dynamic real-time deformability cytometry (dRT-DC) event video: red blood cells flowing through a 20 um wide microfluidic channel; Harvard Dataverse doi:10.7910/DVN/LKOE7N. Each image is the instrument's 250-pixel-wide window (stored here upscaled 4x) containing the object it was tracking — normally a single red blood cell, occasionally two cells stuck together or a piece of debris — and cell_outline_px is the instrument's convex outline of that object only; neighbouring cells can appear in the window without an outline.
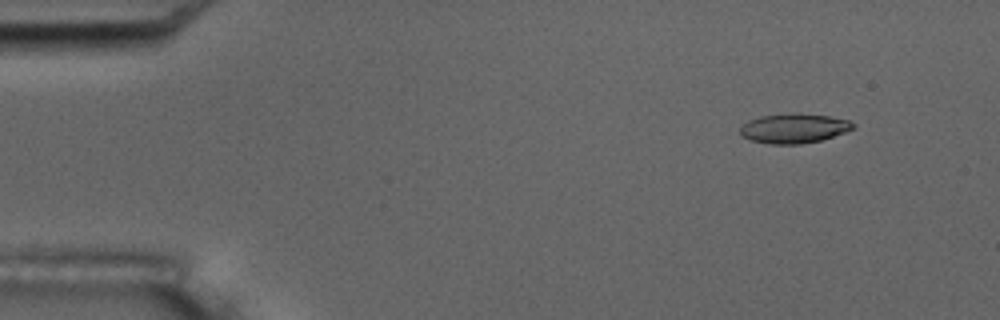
{"species": "common noctule bat (a hibernating species)", "species_latin": "Nyctalus noctula", "temperature_condition": "room temperature", "stored_images_in_passage": 6, "camera_frame_rate_fps": 3000, "um_per_image_px": 0.085, "animal": {"sex": "male", "body_mass_g": 17.5, "forearm_length_mm": 52.3}, "frame": {"image": 1, "passage_image": 2, "time_ms": 1.333, "image_size_px": [1000, 320], "cell_outline_px": [[856, 124], [852, 128], [844, 132], [820, 140], [800, 144], [772, 144], [752, 140], [740, 136], [740, 128], [748, 120], [760, 116], [792, 112], [828, 116], [848, 120]], "centroid_in_image_um": [67.44, 10.89], "position_along_channel_um": 17.6, "area_um2": 19.36}}